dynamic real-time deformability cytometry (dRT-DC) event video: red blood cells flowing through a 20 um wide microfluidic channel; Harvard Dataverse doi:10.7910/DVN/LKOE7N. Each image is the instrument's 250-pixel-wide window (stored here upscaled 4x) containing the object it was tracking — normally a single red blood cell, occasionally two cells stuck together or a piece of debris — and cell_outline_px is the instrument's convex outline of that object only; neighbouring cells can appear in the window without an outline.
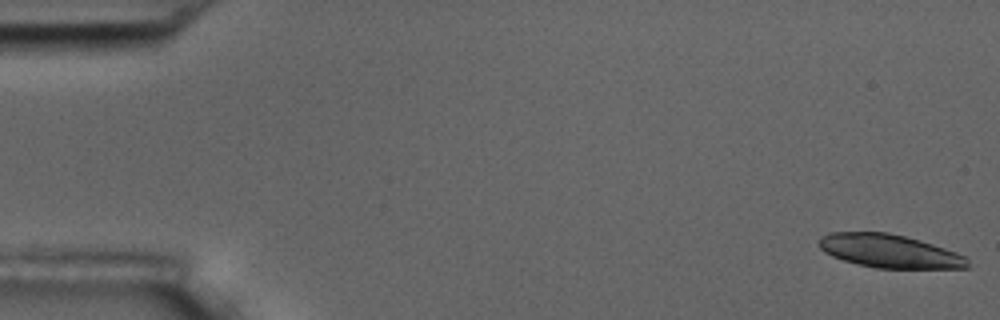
{"species": "common noctule bat (a hibernating species)", "species_latin": "Nyctalus noctula", "temperature_condition": "room temperature", "stored_images_in_passage": 5, "camera_frame_rate_fps": 3000, "um_per_image_px": 0.085, "animal": {"sex": "male", "body_mass_g": 17.5, "forearm_length_mm": 52.3}, "frame": {"image": 1, "passage_image": 1, "time_ms": 0.0, "image_size_px": [1000, 320], "cell_outline_px": [[968, 268], [876, 268], [856, 264], [832, 256], [824, 252], [820, 248], [820, 236], [832, 232], [888, 232], [920, 240], [956, 252], [964, 256], [968, 260]], "centroid_in_image_um": [75.58, 21.34], "position_along_channel_um": 9.4, "area_um2": 28.73}}